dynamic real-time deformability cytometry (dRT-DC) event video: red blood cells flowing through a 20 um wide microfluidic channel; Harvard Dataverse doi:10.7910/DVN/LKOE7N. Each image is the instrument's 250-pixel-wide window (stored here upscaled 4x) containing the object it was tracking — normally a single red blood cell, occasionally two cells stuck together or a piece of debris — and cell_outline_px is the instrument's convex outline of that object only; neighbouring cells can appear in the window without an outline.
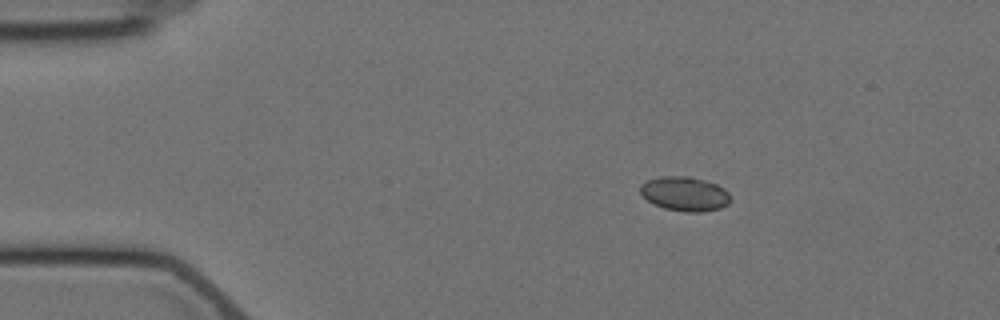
{"species": "Egyptian fruit bat (a non-hibernating species)", "species_latin": "Rousettus aegyptiacus", "temperature_condition": "cold", "stored_images_in_passage": 4, "camera_frame_rate_fps": 3000, "um_per_image_px": 0.085, "animal": {"sex": "female"}, "frame": {"image": 1, "passage_image": 2, "time_ms": 1.333, "image_size_px": [1000, 320], "cell_outline_px": [[732, 200], [728, 204], [720, 208], [700, 212], [684, 212], [664, 208], [648, 200], [640, 192], [640, 184], [648, 180], [660, 176], [688, 176], [704, 180], [716, 184], [724, 188], [728, 192]], "centroid_in_image_um": [58.22, 16.47], "position_along_channel_um": 26.8, "area_um2": 18.03}}